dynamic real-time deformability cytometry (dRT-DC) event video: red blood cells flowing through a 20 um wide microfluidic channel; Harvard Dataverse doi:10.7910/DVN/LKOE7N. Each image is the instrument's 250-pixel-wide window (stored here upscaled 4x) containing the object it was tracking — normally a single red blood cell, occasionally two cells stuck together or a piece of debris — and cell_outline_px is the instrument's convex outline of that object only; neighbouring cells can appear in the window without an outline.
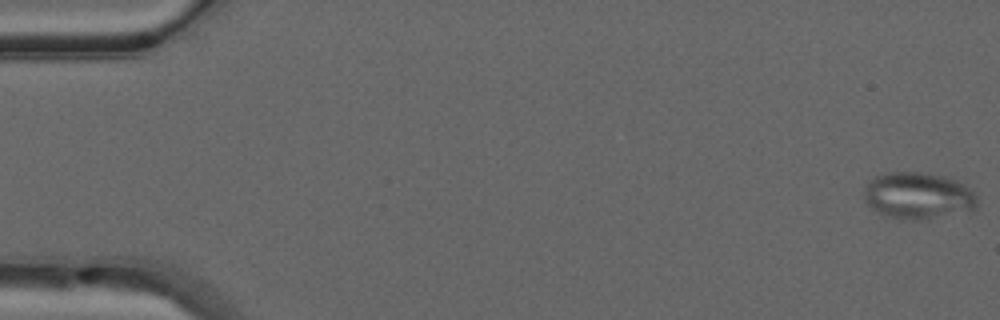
{"species": "common noctule bat (a hibernating species)", "species_latin": "Nyctalus noctula", "temperature_condition": "warm", "stored_images_in_passage": 50, "camera_frame_rate_fps": 3000, "um_per_image_px": 0.085, "animal": {"sex": "male", "forearm_length_mm": 52.5}, "frame": {"image": 1, "passage_image": 1, "time_ms": 0.0, "image_size_px": [1000, 320], "cell_outline_px": [[976, 208], [972, 212], [924, 220], [900, 220], [884, 216], [876, 212], [864, 200], [864, 192], [868, 180], [876, 176], [888, 172], [920, 172], [944, 176], [956, 180], [964, 184], [976, 196]], "centroid_in_image_um": [78.04, 16.67], "position_along_channel_um": 7.0, "area_um2": 31.44}}
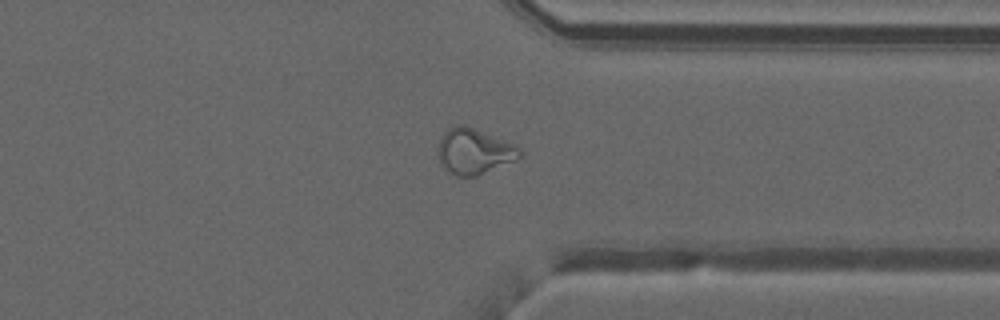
{"frame": {"image": 2, "passage_image": 39, "time_ms": 12.667, "image_size_px": [1000, 320], "cell_outline_px": [[524, 152], [520, 156], [512, 160], [476, 176], [456, 176], [440, 164], [436, 152], [440, 140], [444, 132], [452, 124], [464, 124], [516, 144]], "centroid_in_image_um": [40.26, 12.83], "position_along_channel_um": 371.1, "area_um2": 21.73}}
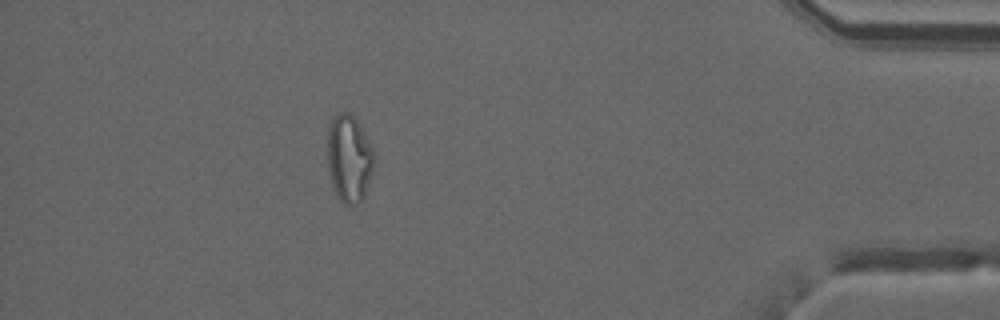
{"frame": {"image": 3, "passage_image": 45, "time_ms": 14.667, "image_size_px": [1000, 320], "cell_outline_px": [[376, 160], [364, 196], [356, 204], [344, 204], [340, 200], [332, 184], [328, 172], [328, 128], [332, 120], [340, 112], [348, 112], [356, 120], [376, 152]], "centroid_in_image_um": [29.7, 13.47], "position_along_channel_um": 405.5, "area_um2": 23.64}, "authors_computed_cell_mechanics": {"area_um2": 23.8425, "velocity_mm_per_s": 4.0958, "shape_relaxation_time_tau1_ms": null, "shape_relaxation_time_tau2_ms": 1.5827, "deformation_change_tau1": null, "deformation_change_tau2": 0.082}}